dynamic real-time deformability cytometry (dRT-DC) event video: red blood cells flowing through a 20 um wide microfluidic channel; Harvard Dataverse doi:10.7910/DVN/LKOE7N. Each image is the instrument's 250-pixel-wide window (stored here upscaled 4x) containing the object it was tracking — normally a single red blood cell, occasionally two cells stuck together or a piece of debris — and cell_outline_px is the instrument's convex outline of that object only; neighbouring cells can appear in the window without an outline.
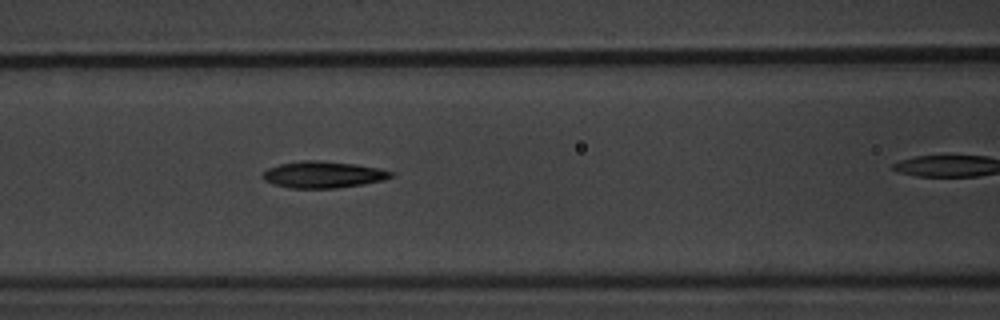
{"species": "common noctule bat (a hibernating species)", "species_latin": "Nyctalus noctula", "temperature_condition": "warm", "stored_images_in_passage": 8, "camera_frame_rate_fps": 3000, "um_per_image_px": 0.085, "animal": {"sex": "male", "body_mass_g": 20.1, "forearm_length_mm": 53.5}, "frame": {"image": 1, "passage_image": 7, "time_ms": 7.0, "image_size_px": [1000, 320], "cell_outline_px": [[396, 176], [384, 180], [364, 184], [336, 188], [292, 188], [272, 184], [264, 180], [264, 172], [268, 168], [280, 164], [300, 160], [320, 160], [356, 164], [380, 168], [396, 172]], "centroid_in_image_um": [27.54, 14.83], "position_along_channel_um": 139.1, "area_um2": 20.11}}